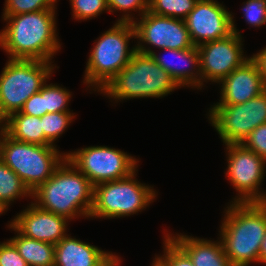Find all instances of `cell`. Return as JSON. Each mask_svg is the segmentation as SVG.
I'll list each match as a JSON object with an SVG mask.
<instances>
[{"instance_id": "obj_7", "label": "cell", "mask_w": 266, "mask_h": 266, "mask_svg": "<svg viewBox=\"0 0 266 266\" xmlns=\"http://www.w3.org/2000/svg\"><path fill=\"white\" fill-rule=\"evenodd\" d=\"M66 158V152L14 140L0 128V159L13 170L32 192L45 183Z\"/></svg>"}, {"instance_id": "obj_20", "label": "cell", "mask_w": 266, "mask_h": 266, "mask_svg": "<svg viewBox=\"0 0 266 266\" xmlns=\"http://www.w3.org/2000/svg\"><path fill=\"white\" fill-rule=\"evenodd\" d=\"M0 128L14 140L42 146L51 145L44 136L40 117L18 111L4 119Z\"/></svg>"}, {"instance_id": "obj_21", "label": "cell", "mask_w": 266, "mask_h": 266, "mask_svg": "<svg viewBox=\"0 0 266 266\" xmlns=\"http://www.w3.org/2000/svg\"><path fill=\"white\" fill-rule=\"evenodd\" d=\"M7 228L15 231L14 234L16 235L9 240L15 245L29 266H54V244L25 237L10 223H8Z\"/></svg>"}, {"instance_id": "obj_24", "label": "cell", "mask_w": 266, "mask_h": 266, "mask_svg": "<svg viewBox=\"0 0 266 266\" xmlns=\"http://www.w3.org/2000/svg\"><path fill=\"white\" fill-rule=\"evenodd\" d=\"M75 117L76 114L73 112H55L43 115L41 121L46 140L57 147L55 141L65 133Z\"/></svg>"}, {"instance_id": "obj_34", "label": "cell", "mask_w": 266, "mask_h": 266, "mask_svg": "<svg viewBox=\"0 0 266 266\" xmlns=\"http://www.w3.org/2000/svg\"><path fill=\"white\" fill-rule=\"evenodd\" d=\"M259 66L266 86V46L251 56Z\"/></svg>"}, {"instance_id": "obj_19", "label": "cell", "mask_w": 266, "mask_h": 266, "mask_svg": "<svg viewBox=\"0 0 266 266\" xmlns=\"http://www.w3.org/2000/svg\"><path fill=\"white\" fill-rule=\"evenodd\" d=\"M167 235L189 256L194 266H232L224 252L222 242L207 238H197L182 233H171ZM219 240V241H218Z\"/></svg>"}, {"instance_id": "obj_6", "label": "cell", "mask_w": 266, "mask_h": 266, "mask_svg": "<svg viewBox=\"0 0 266 266\" xmlns=\"http://www.w3.org/2000/svg\"><path fill=\"white\" fill-rule=\"evenodd\" d=\"M137 172L138 169L126 178L96 184L89 218H124L142 212L155 202L158 192L154 186L138 181Z\"/></svg>"}, {"instance_id": "obj_28", "label": "cell", "mask_w": 266, "mask_h": 266, "mask_svg": "<svg viewBox=\"0 0 266 266\" xmlns=\"http://www.w3.org/2000/svg\"><path fill=\"white\" fill-rule=\"evenodd\" d=\"M69 2L72 18L80 22L97 18L104 12L109 13L107 0H69Z\"/></svg>"}, {"instance_id": "obj_14", "label": "cell", "mask_w": 266, "mask_h": 266, "mask_svg": "<svg viewBox=\"0 0 266 266\" xmlns=\"http://www.w3.org/2000/svg\"><path fill=\"white\" fill-rule=\"evenodd\" d=\"M242 38L244 37L233 33L228 38L197 46L200 56L201 90L206 86L204 83L211 82L218 85L251 57L244 55Z\"/></svg>"}, {"instance_id": "obj_8", "label": "cell", "mask_w": 266, "mask_h": 266, "mask_svg": "<svg viewBox=\"0 0 266 266\" xmlns=\"http://www.w3.org/2000/svg\"><path fill=\"white\" fill-rule=\"evenodd\" d=\"M40 60L8 59L0 74V127L4 119L20 111L25 101L49 81L56 64Z\"/></svg>"}, {"instance_id": "obj_29", "label": "cell", "mask_w": 266, "mask_h": 266, "mask_svg": "<svg viewBox=\"0 0 266 266\" xmlns=\"http://www.w3.org/2000/svg\"><path fill=\"white\" fill-rule=\"evenodd\" d=\"M107 3L109 13L123 12L116 21L133 23L136 17L132 11L138 13L139 17L148 11V0H107Z\"/></svg>"}, {"instance_id": "obj_17", "label": "cell", "mask_w": 266, "mask_h": 266, "mask_svg": "<svg viewBox=\"0 0 266 266\" xmlns=\"http://www.w3.org/2000/svg\"><path fill=\"white\" fill-rule=\"evenodd\" d=\"M68 234L55 245L54 266H117L121 257Z\"/></svg>"}, {"instance_id": "obj_30", "label": "cell", "mask_w": 266, "mask_h": 266, "mask_svg": "<svg viewBox=\"0 0 266 266\" xmlns=\"http://www.w3.org/2000/svg\"><path fill=\"white\" fill-rule=\"evenodd\" d=\"M242 4L243 18L249 27L266 26V0H247Z\"/></svg>"}, {"instance_id": "obj_25", "label": "cell", "mask_w": 266, "mask_h": 266, "mask_svg": "<svg viewBox=\"0 0 266 266\" xmlns=\"http://www.w3.org/2000/svg\"><path fill=\"white\" fill-rule=\"evenodd\" d=\"M163 230V254H155L151 266H194L189 256Z\"/></svg>"}, {"instance_id": "obj_16", "label": "cell", "mask_w": 266, "mask_h": 266, "mask_svg": "<svg viewBox=\"0 0 266 266\" xmlns=\"http://www.w3.org/2000/svg\"><path fill=\"white\" fill-rule=\"evenodd\" d=\"M219 85L220 100L213 105L242 104L266 90L259 66L252 57L234 69Z\"/></svg>"}, {"instance_id": "obj_11", "label": "cell", "mask_w": 266, "mask_h": 266, "mask_svg": "<svg viewBox=\"0 0 266 266\" xmlns=\"http://www.w3.org/2000/svg\"><path fill=\"white\" fill-rule=\"evenodd\" d=\"M66 157L95 186L130 176L139 166L138 158L108 146H88L66 152Z\"/></svg>"}, {"instance_id": "obj_5", "label": "cell", "mask_w": 266, "mask_h": 266, "mask_svg": "<svg viewBox=\"0 0 266 266\" xmlns=\"http://www.w3.org/2000/svg\"><path fill=\"white\" fill-rule=\"evenodd\" d=\"M176 89H179L177 84L150 54L136 50L128 65L100 94L118 103L135 98H163Z\"/></svg>"}, {"instance_id": "obj_9", "label": "cell", "mask_w": 266, "mask_h": 266, "mask_svg": "<svg viewBox=\"0 0 266 266\" xmlns=\"http://www.w3.org/2000/svg\"><path fill=\"white\" fill-rule=\"evenodd\" d=\"M225 178L235 189L230 203H266L261 186L266 176V160L242 144H226Z\"/></svg>"}, {"instance_id": "obj_2", "label": "cell", "mask_w": 266, "mask_h": 266, "mask_svg": "<svg viewBox=\"0 0 266 266\" xmlns=\"http://www.w3.org/2000/svg\"><path fill=\"white\" fill-rule=\"evenodd\" d=\"M219 238L232 266L259 264L266 234V203H227Z\"/></svg>"}, {"instance_id": "obj_1", "label": "cell", "mask_w": 266, "mask_h": 266, "mask_svg": "<svg viewBox=\"0 0 266 266\" xmlns=\"http://www.w3.org/2000/svg\"><path fill=\"white\" fill-rule=\"evenodd\" d=\"M56 10H42L2 17L0 48L8 59L52 62L61 50L56 26Z\"/></svg>"}, {"instance_id": "obj_12", "label": "cell", "mask_w": 266, "mask_h": 266, "mask_svg": "<svg viewBox=\"0 0 266 266\" xmlns=\"http://www.w3.org/2000/svg\"><path fill=\"white\" fill-rule=\"evenodd\" d=\"M133 24L136 50L139 52L151 54L153 48L182 50L194 46L182 19L158 16L147 11Z\"/></svg>"}, {"instance_id": "obj_22", "label": "cell", "mask_w": 266, "mask_h": 266, "mask_svg": "<svg viewBox=\"0 0 266 266\" xmlns=\"http://www.w3.org/2000/svg\"><path fill=\"white\" fill-rule=\"evenodd\" d=\"M32 198L20 177L0 159V205L7 212L17 199Z\"/></svg>"}, {"instance_id": "obj_32", "label": "cell", "mask_w": 266, "mask_h": 266, "mask_svg": "<svg viewBox=\"0 0 266 266\" xmlns=\"http://www.w3.org/2000/svg\"><path fill=\"white\" fill-rule=\"evenodd\" d=\"M0 266H29L15 245L7 239L0 242Z\"/></svg>"}, {"instance_id": "obj_36", "label": "cell", "mask_w": 266, "mask_h": 266, "mask_svg": "<svg viewBox=\"0 0 266 266\" xmlns=\"http://www.w3.org/2000/svg\"><path fill=\"white\" fill-rule=\"evenodd\" d=\"M5 210L2 208V206L0 205V216L3 215V213L5 214Z\"/></svg>"}, {"instance_id": "obj_35", "label": "cell", "mask_w": 266, "mask_h": 266, "mask_svg": "<svg viewBox=\"0 0 266 266\" xmlns=\"http://www.w3.org/2000/svg\"><path fill=\"white\" fill-rule=\"evenodd\" d=\"M259 264L266 265V234L262 240L261 247H260Z\"/></svg>"}, {"instance_id": "obj_33", "label": "cell", "mask_w": 266, "mask_h": 266, "mask_svg": "<svg viewBox=\"0 0 266 266\" xmlns=\"http://www.w3.org/2000/svg\"><path fill=\"white\" fill-rule=\"evenodd\" d=\"M20 112L40 118L43 115L47 114V110H45L44 104V85L39 92L33 94L25 101L24 106L20 110Z\"/></svg>"}, {"instance_id": "obj_4", "label": "cell", "mask_w": 266, "mask_h": 266, "mask_svg": "<svg viewBox=\"0 0 266 266\" xmlns=\"http://www.w3.org/2000/svg\"><path fill=\"white\" fill-rule=\"evenodd\" d=\"M133 38L135 42L134 24L116 21L111 28L94 40L83 75V83L87 85V90L90 88V91H97L99 94L128 65L136 51V45L132 48L129 46Z\"/></svg>"}, {"instance_id": "obj_27", "label": "cell", "mask_w": 266, "mask_h": 266, "mask_svg": "<svg viewBox=\"0 0 266 266\" xmlns=\"http://www.w3.org/2000/svg\"><path fill=\"white\" fill-rule=\"evenodd\" d=\"M58 0H5L2 17L42 10H56Z\"/></svg>"}, {"instance_id": "obj_23", "label": "cell", "mask_w": 266, "mask_h": 266, "mask_svg": "<svg viewBox=\"0 0 266 266\" xmlns=\"http://www.w3.org/2000/svg\"><path fill=\"white\" fill-rule=\"evenodd\" d=\"M198 0H148V12L184 20Z\"/></svg>"}, {"instance_id": "obj_15", "label": "cell", "mask_w": 266, "mask_h": 266, "mask_svg": "<svg viewBox=\"0 0 266 266\" xmlns=\"http://www.w3.org/2000/svg\"><path fill=\"white\" fill-rule=\"evenodd\" d=\"M70 220L38 208L32 202L9 223L23 236L56 245L66 237Z\"/></svg>"}, {"instance_id": "obj_26", "label": "cell", "mask_w": 266, "mask_h": 266, "mask_svg": "<svg viewBox=\"0 0 266 266\" xmlns=\"http://www.w3.org/2000/svg\"><path fill=\"white\" fill-rule=\"evenodd\" d=\"M71 96L72 92L62 85L48 84L47 81L44 83V104L47 113L72 112L68 107Z\"/></svg>"}, {"instance_id": "obj_13", "label": "cell", "mask_w": 266, "mask_h": 266, "mask_svg": "<svg viewBox=\"0 0 266 266\" xmlns=\"http://www.w3.org/2000/svg\"><path fill=\"white\" fill-rule=\"evenodd\" d=\"M234 18V13L227 10L223 2L198 0L184 21L193 45L199 46L209 41L228 38L233 33L243 37Z\"/></svg>"}, {"instance_id": "obj_3", "label": "cell", "mask_w": 266, "mask_h": 266, "mask_svg": "<svg viewBox=\"0 0 266 266\" xmlns=\"http://www.w3.org/2000/svg\"><path fill=\"white\" fill-rule=\"evenodd\" d=\"M93 193L94 185L66 157L53 175L32 191V203L70 221L79 217L88 219Z\"/></svg>"}, {"instance_id": "obj_31", "label": "cell", "mask_w": 266, "mask_h": 266, "mask_svg": "<svg viewBox=\"0 0 266 266\" xmlns=\"http://www.w3.org/2000/svg\"><path fill=\"white\" fill-rule=\"evenodd\" d=\"M241 144L266 160V123L255 128Z\"/></svg>"}, {"instance_id": "obj_18", "label": "cell", "mask_w": 266, "mask_h": 266, "mask_svg": "<svg viewBox=\"0 0 266 266\" xmlns=\"http://www.w3.org/2000/svg\"><path fill=\"white\" fill-rule=\"evenodd\" d=\"M160 50L170 53L172 59L168 57L169 54L167 57L160 55L161 53L158 55V50H154L150 55L170 75L179 88L187 87L201 90L200 56L197 46L182 50L169 48ZM183 66H186V68Z\"/></svg>"}, {"instance_id": "obj_10", "label": "cell", "mask_w": 266, "mask_h": 266, "mask_svg": "<svg viewBox=\"0 0 266 266\" xmlns=\"http://www.w3.org/2000/svg\"><path fill=\"white\" fill-rule=\"evenodd\" d=\"M207 119L226 144H241L259 125L266 123V90L242 104L212 105Z\"/></svg>"}]
</instances>
